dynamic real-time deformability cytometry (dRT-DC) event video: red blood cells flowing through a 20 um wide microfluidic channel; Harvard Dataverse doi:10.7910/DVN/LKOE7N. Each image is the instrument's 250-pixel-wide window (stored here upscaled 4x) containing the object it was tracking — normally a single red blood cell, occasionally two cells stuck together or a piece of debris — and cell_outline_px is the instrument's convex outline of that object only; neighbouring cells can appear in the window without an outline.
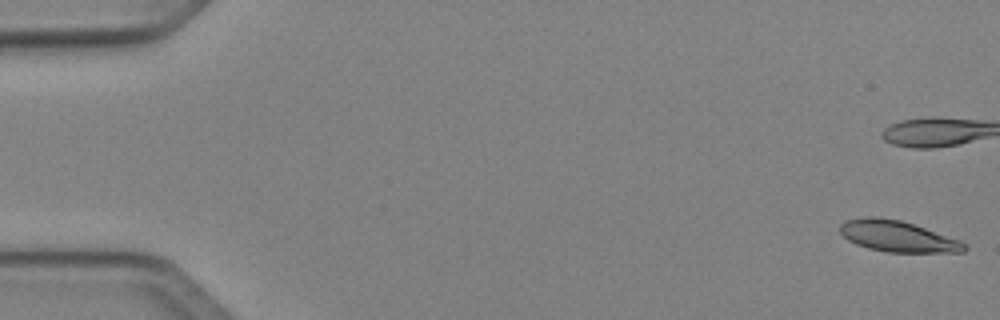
{"species": "Egyptian fruit bat (a non-hibernating species)", "species_latin": "Rousettus aegyptiacus", "temperature_condition": "cold", "stored_images_in_passage": 51, "camera_frame_rate_fps": 3000, "um_per_image_px": 0.085, "animal": {"sex": "female"}, "frame": {"image": 1, "passage_image": 1, "time_ms": 0.0, "image_size_px": [1000, 320], "cell_outline_px": [[968, 248], [964, 252], [888, 252], [868, 248], [856, 244], [848, 240], [840, 232], [840, 224], [844, 220], [864, 216], [876, 216], [900, 220], [960, 240], [968, 244]], "centroid_in_image_um": [76.28, 20.08], "position_along_channel_um": 8.7, "area_um2": 22.54}}
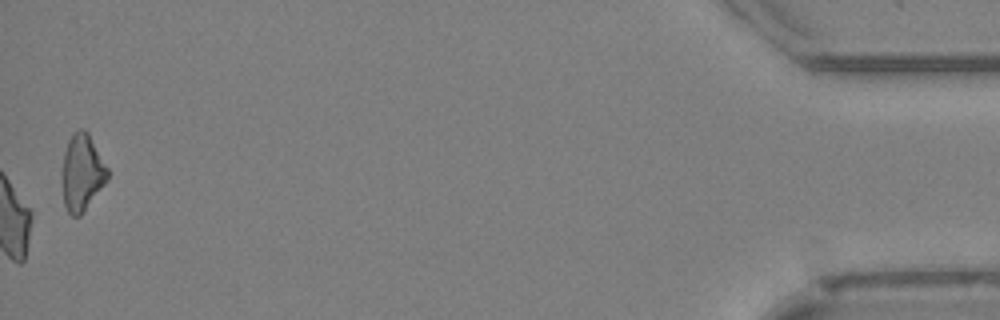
{"frame": {"image": 2, "passage_image": 51, "time_ms": 16.667, "image_size_px": [1000, 320], "cell_outline_px": [[108, 180], [80, 216], [72, 216], [68, 212], [64, 204], [60, 180], [60, 172], [64, 152], [68, 140], [72, 132], [80, 128], [84, 128], [88, 132], [108, 168]], "centroid_in_image_um": [6.93, 14.65], "position_along_channel_um": 428.3, "area_um2": 20.81}, "authors_computed_cell_mechanics": {"area_um2": 23.2356, "velocity_mm_per_s": 4.0747, "shape_relaxation_time_tau1_ms": 9.1241, "shape_relaxation_time_tau2_ms": 9.1788, "deformation_change_tau1": 0.1932, "deformation_change_tau2": 0.1743}}